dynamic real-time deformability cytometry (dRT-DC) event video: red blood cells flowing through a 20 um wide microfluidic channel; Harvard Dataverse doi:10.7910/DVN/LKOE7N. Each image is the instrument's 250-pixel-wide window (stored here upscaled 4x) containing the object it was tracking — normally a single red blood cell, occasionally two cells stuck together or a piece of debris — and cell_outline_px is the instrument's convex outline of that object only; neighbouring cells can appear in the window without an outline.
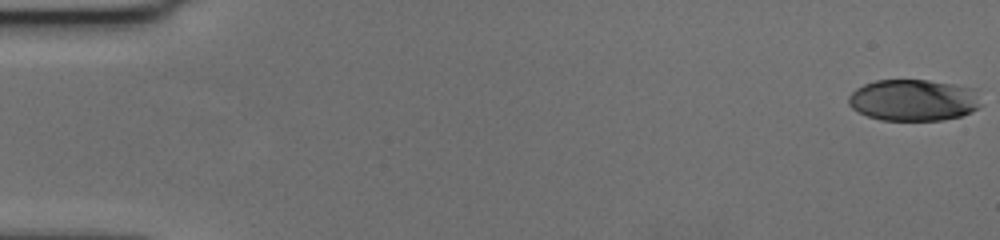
{"species": "human", "species_latin": "Homo sapiens", "temperature_condition": "cold", "stored_images_in_passage": 58, "camera_frame_rate_fps": 3000, "um_per_image_px": 0.085, "donor": {"sex": "female"}, "frame": {"image": 1, "passage_image": 1, "time_ms": 0.0, "image_size_px": [1000, 240], "cell_outline_px": [[984, 104], [980, 108], [972, 112], [960, 116], [944, 120], [880, 120], [868, 116], [852, 108], [848, 104], [848, 96], [856, 88], [864, 84], [876, 80], [928, 80], [976, 88]], "centroid_in_image_um": [77.71, 8.51], "position_along_channel_um": 7.3, "area_um2": 32.54}}
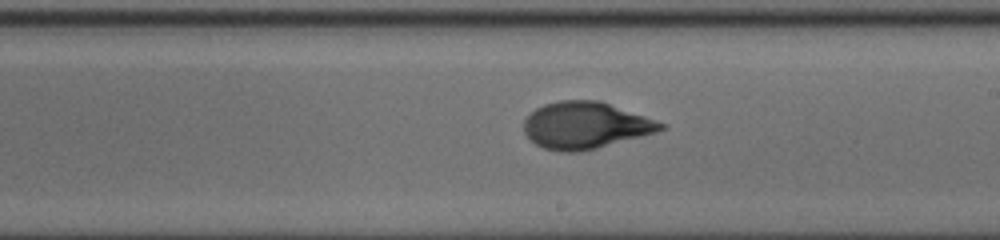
{"frame": {"image": 2, "passage_image": 34, "time_ms": 11.0, "image_size_px": [1000, 240], "cell_outline_px": [[668, 124], [664, 128], [656, 132], [596, 148], [580, 152], [560, 152], [544, 148], [536, 144], [524, 132], [524, 120], [536, 108], [544, 104], [560, 100], [600, 100]], "centroid_in_image_um": [49.76, 10.65], "position_along_channel_um": 239.2, "area_um2": 37.17}}
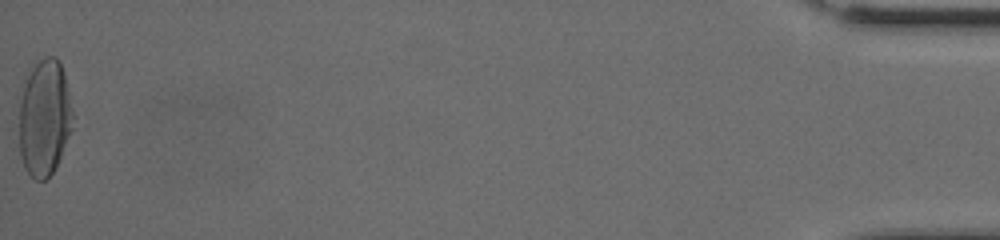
{"frame": {"image": 3, "passage_image": 58, "time_ms": 19.0, "image_size_px": [1000, 240], "cell_outline_px": [[76, 116], [72, 128], [60, 156], [52, 172], [44, 180], [36, 180], [24, 168], [20, 156], [20, 100], [24, 80], [32, 68], [44, 56], [56, 56], [60, 64], [64, 76]], "centroid_in_image_um": [3.79, 9.99], "position_along_channel_um": 431.4, "area_um2": 36.47}, "authors_computed_cell_mechanics": {"area_um2": 35.7782, "velocity_mm_per_s": 3.6404, "shape_relaxation_time_tau1_ms": 4.4365, "shape_relaxation_time_tau2_ms": 0.96, "deformation_change_tau1": 0.2078, "deformation_change_tau2": 0.056}}